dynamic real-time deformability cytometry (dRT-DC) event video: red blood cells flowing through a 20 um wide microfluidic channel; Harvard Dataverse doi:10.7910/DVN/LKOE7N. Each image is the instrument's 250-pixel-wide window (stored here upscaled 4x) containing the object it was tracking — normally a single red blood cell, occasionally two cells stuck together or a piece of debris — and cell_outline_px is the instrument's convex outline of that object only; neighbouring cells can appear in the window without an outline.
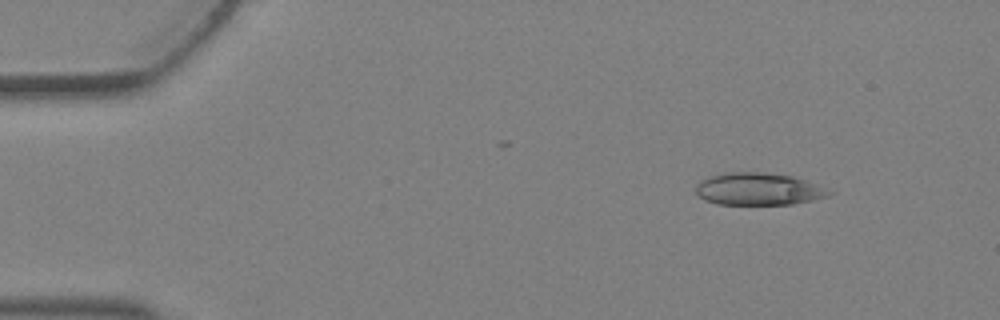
{"species": "Egyptian fruit bat (a non-hibernating species)", "species_latin": "Rousettus aegyptiacus", "temperature_condition": "warm", "stored_images_in_passage": 3, "camera_frame_rate_fps": 3000, "um_per_image_px": 0.085, "animal": {"sex": "female"}, "frame": {"image": 1, "passage_image": 1, "time_ms": 0.0, "image_size_px": [1000, 320], "cell_outline_px": [[836, 192], [828, 196], [812, 200], [792, 204], [716, 204], [704, 200], [696, 196], [696, 184], [712, 176], [728, 172], [764, 172], [792, 176], [804, 180]], "centroid_in_image_um": [64.46, 16.08], "position_along_channel_um": 20.5, "area_um2": 24.97}}